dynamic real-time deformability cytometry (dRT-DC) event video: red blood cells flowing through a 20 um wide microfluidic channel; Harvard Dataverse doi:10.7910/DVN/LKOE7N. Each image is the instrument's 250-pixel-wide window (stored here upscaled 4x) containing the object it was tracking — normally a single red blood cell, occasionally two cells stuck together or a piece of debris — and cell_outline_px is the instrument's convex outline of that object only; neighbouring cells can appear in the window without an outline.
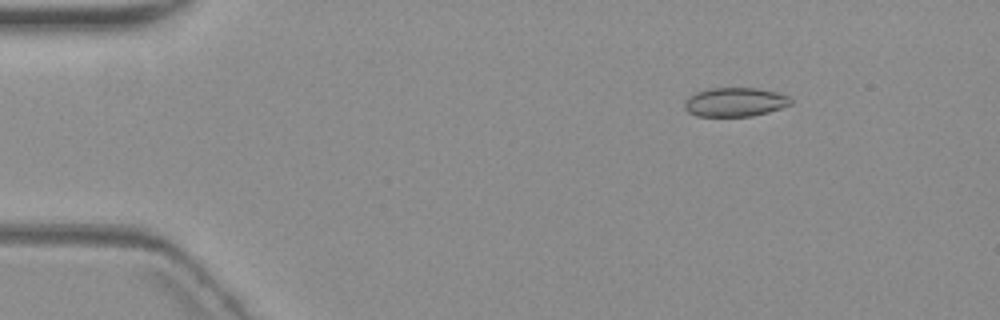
{"species": "common noctule bat (a hibernating species)", "species_latin": "Nyctalus noctula", "temperature_condition": "warm", "stored_images_in_passage": 8, "camera_frame_rate_fps": 3000, "um_per_image_px": 0.085, "animal": {"sex": "female", "body_mass_g": 19.3, "forearm_length_mm": 54.1}, "frame": {"image": 1, "passage_image": 1, "time_ms": 0.0, "image_size_px": [1000, 320], "cell_outline_px": [[792, 104], [768, 112], [752, 116], [696, 116], [688, 112], [684, 108], [684, 100], [688, 96], [696, 92], [708, 88], [756, 88], [776, 92], [788, 96], [792, 100]], "centroid_in_image_um": [62.44, 8.67], "position_along_channel_um": 22.6, "area_um2": 18.03}}
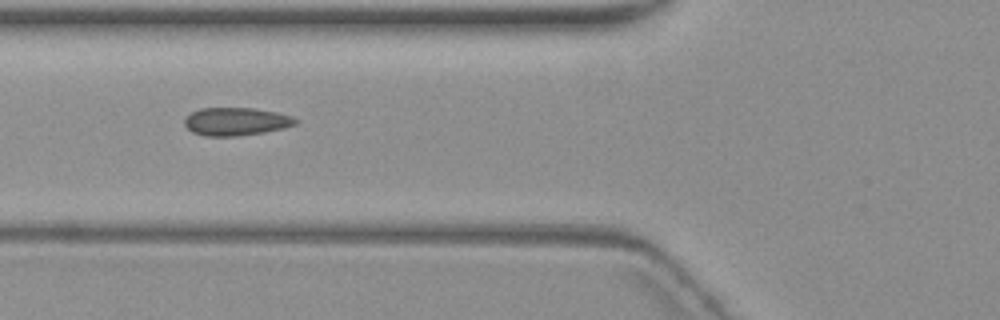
{"frame": {"image": 2, "passage_image": 5, "time_ms": 4.667, "image_size_px": [1000, 320], "cell_outline_px": [[296, 124], [284, 128], [264, 132], [236, 136], [204, 136], [192, 132], [184, 124], [184, 120], [192, 112], [200, 108], [252, 108], [276, 112], [292, 116], [296, 120]], "centroid_in_image_um": [20.05, 10.33], "position_along_channel_um": 105.8, "area_um2": 17.98}}
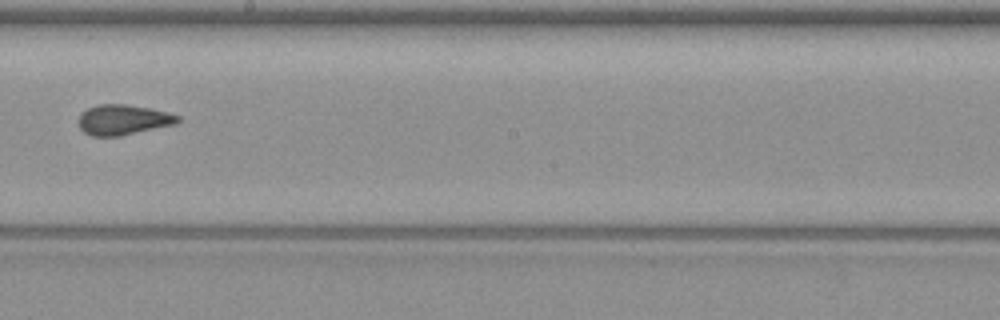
{"frame": {"image": 3, "passage_image": 8, "time_ms": 8.333, "image_size_px": [1000, 320], "cell_outline_px": [[180, 120], [176, 124], [120, 136], [92, 136], [84, 132], [80, 128], [76, 120], [80, 112], [96, 104], [128, 104], [152, 108], [168, 112], [180, 116]], "centroid_in_image_um": [10.44, 10.17], "position_along_channel_um": 237.8, "area_um2": 17.86}}